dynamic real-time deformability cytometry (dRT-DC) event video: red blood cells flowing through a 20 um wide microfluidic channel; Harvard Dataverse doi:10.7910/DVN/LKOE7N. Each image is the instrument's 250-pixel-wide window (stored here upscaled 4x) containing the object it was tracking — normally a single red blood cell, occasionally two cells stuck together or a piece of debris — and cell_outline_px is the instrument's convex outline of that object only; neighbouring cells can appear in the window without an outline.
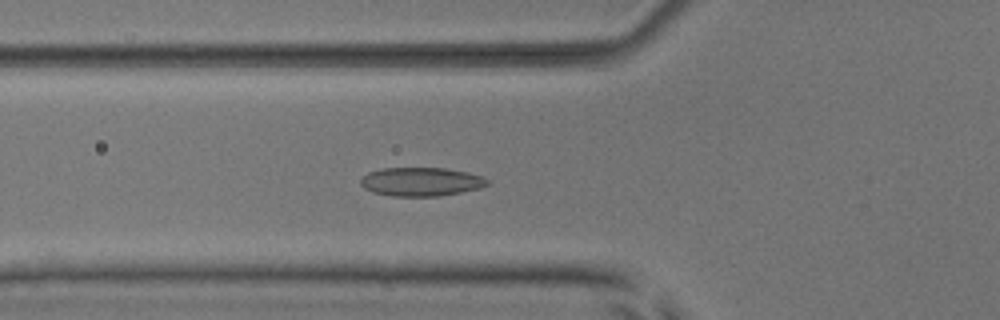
{"species": "common noctule bat (a hibernating species)", "species_latin": "Nyctalus noctula", "temperature_condition": "room temperature", "stored_images_in_passage": 52, "camera_frame_rate_fps": 3000, "um_per_image_px": 0.085, "animal": {"sex": "male", "body_mass_g": 17.9, "forearm_length_mm": 54.2}, "frame": {"image": 1, "passage_image": 19, "time_ms": 6.0, "image_size_px": [1000, 320], "cell_outline_px": [[488, 184], [480, 188], [460, 192], [436, 196], [392, 196], [372, 192], [364, 188], [360, 184], [360, 180], [368, 172], [380, 168], [444, 168], [468, 172], [484, 176], [488, 180]], "centroid_in_image_um": [35.78, 15.44], "position_along_channel_um": 90.0, "area_um2": 21.21}}
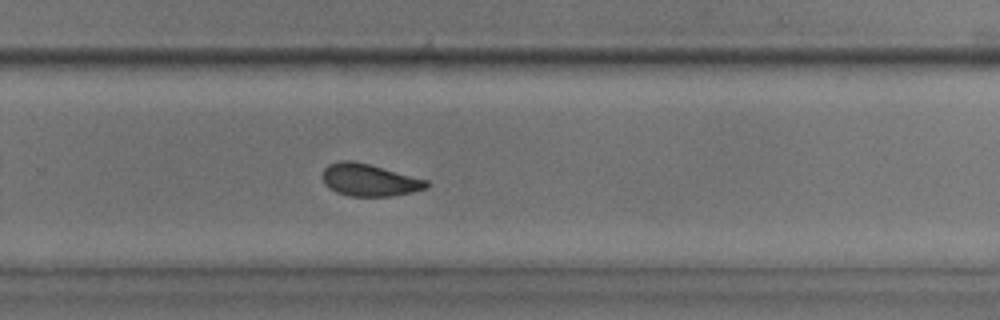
{"frame": {"image": 2, "passage_image": 35, "time_ms": 11.333, "image_size_px": [1000, 320], "cell_outline_px": [[428, 188], [412, 192], [392, 196], [348, 196], [336, 192], [324, 184], [324, 168], [328, 164], [340, 160], [352, 160], [368, 164], [428, 180]], "centroid_in_image_um": [31.39, 15.3], "position_along_channel_um": 298.4, "area_um2": 19.42}}
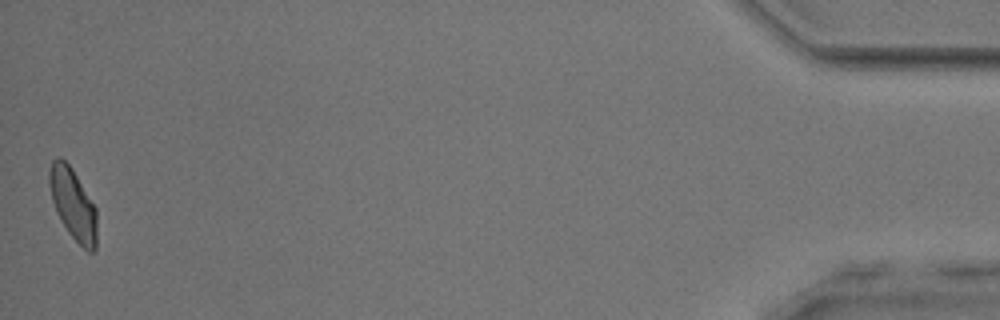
{"frame": {"image": 3, "passage_image": 52, "time_ms": 17.0, "image_size_px": [1000, 320], "cell_outline_px": [[96, 248], [92, 252], [88, 252], [68, 232], [60, 220], [56, 212], [52, 200], [48, 184], [48, 172], [52, 160], [56, 156], [60, 156], [72, 168], [96, 208]], "centroid_in_image_um": [6.18, 17.31], "position_along_channel_um": 429.0, "area_um2": 19.77}, "authors_computed_cell_mechanics": {"area_um2": 19.8254, "velocity_mm_per_s": 3.9144, "shape_relaxation_time_tau1_ms": 4.7449, "shape_relaxation_time_tau2_ms": 1.3175, "deformation_change_tau1": 0.1144, "deformation_change_tau2": 0.0731}}